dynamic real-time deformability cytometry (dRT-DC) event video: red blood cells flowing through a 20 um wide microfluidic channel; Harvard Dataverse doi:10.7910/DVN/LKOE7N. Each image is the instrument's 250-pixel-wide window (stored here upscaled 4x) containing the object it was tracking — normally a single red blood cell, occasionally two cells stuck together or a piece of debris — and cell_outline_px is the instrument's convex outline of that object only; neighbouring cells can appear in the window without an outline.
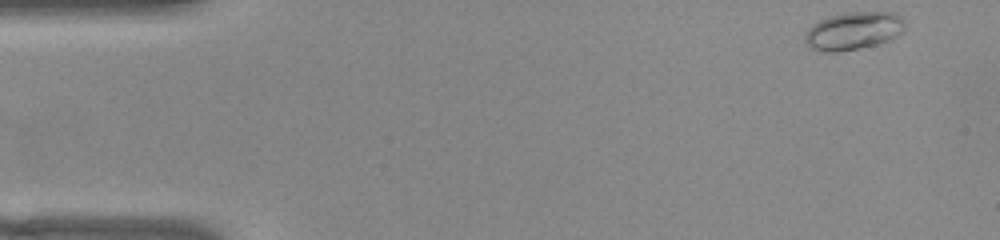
{"species": "common noctule bat (a hibernating species)", "species_latin": "Nyctalus noctula", "temperature_condition": "warm", "stored_images_in_passage": 51, "camera_frame_rate_fps": 3000, "um_per_image_px": 0.085, "animal": {"sex": "female", "body_mass_g": 22.0, "forearm_length_mm": 56.7}, "frame": {"image": 1, "passage_image": 1, "time_ms": 0.0, "image_size_px": [1000, 240], "cell_outline_px": [[904, 32], [888, 40], [876, 44], [860, 48], [840, 52], [824, 52], [812, 48], [804, 40], [804, 36], [808, 28], [812, 24], [828, 16], [848, 12], [896, 12], [904, 20]], "centroid_in_image_um": [72.54, 2.61], "position_along_channel_um": 12.5, "area_um2": 22.14}}
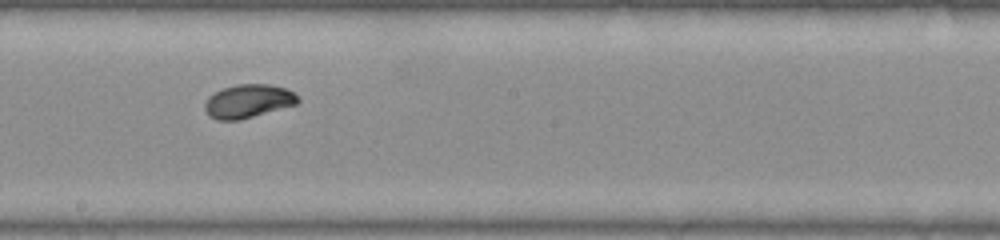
{"frame": {"image": 2, "passage_image": 27, "time_ms": 8.667, "image_size_px": [1000, 240], "cell_outline_px": [[300, 100], [296, 104], [240, 120], [216, 120], [208, 116], [204, 108], [204, 104], [208, 96], [224, 88], [236, 84], [268, 84], [284, 88], [296, 92]], "centroid_in_image_um": [21.08, 8.6], "position_along_channel_um": 227.1, "area_um2": 18.21}}
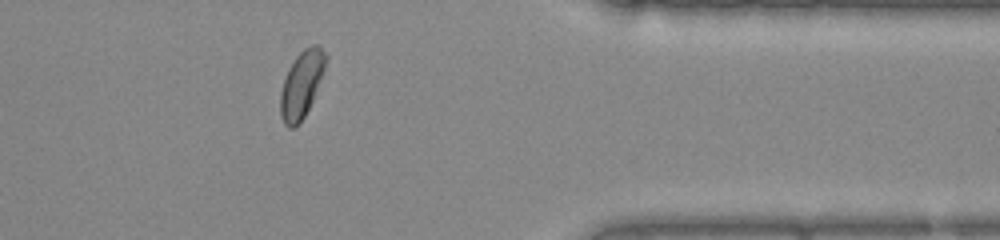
{"frame": {"image": 3, "passage_image": 41, "time_ms": 13.333, "image_size_px": [1000, 240], "cell_outline_px": [[328, 56], [324, 68], [312, 100], [304, 116], [292, 128], [288, 128], [284, 124], [280, 116], [280, 92], [288, 68], [296, 56], [304, 48], [312, 44], [320, 44]], "centroid_in_image_um": [25.62, 7.12], "position_along_channel_um": 385.8, "area_um2": 17.4}, "authors_computed_cell_mechanics": {"area_um2": 18.207, "velocity_mm_per_s": 3.7915, "shape_relaxation_time_tau1_ms": 3.0221, "shape_relaxation_time_tau2_ms": null, "deformation_change_tau1": 0.1342, "deformation_change_tau2": null}}